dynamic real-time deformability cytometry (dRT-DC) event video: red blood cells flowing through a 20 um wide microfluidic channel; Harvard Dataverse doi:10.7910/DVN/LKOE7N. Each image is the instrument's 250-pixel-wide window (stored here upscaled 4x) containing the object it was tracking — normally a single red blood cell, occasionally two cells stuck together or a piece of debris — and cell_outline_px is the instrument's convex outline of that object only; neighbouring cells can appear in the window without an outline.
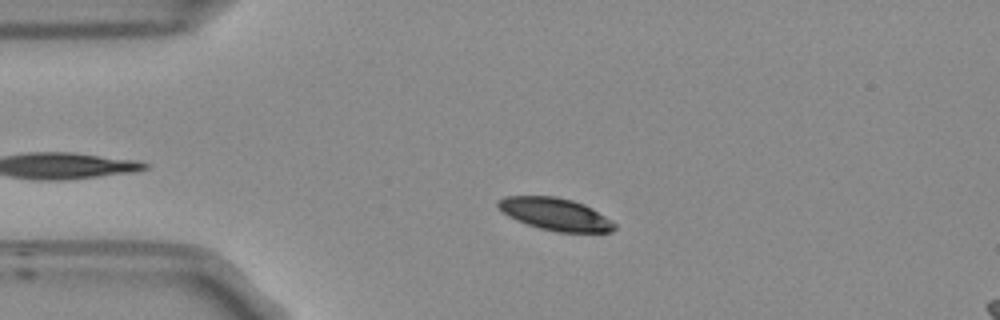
{"species": "Egyptian fruit bat (a non-hibernating species)", "species_latin": "Rousettus aegyptiacus", "temperature_condition": "room temperature", "stored_images_in_passage": 48, "camera_frame_rate_fps": 3000, "um_per_image_px": 0.085, "frame": {"image": 1, "passage_image": 10, "time_ms": 3.0, "image_size_px": [1000, 320], "cell_outline_px": [[616, 228], [612, 232], [556, 232], [540, 228], [516, 220], [508, 216], [496, 204], [504, 196], [556, 196], [572, 200], [584, 204], [592, 208], [616, 224]], "centroid_in_image_um": [47.22, 18.2], "position_along_channel_um": 37.8, "area_um2": 21.79}}
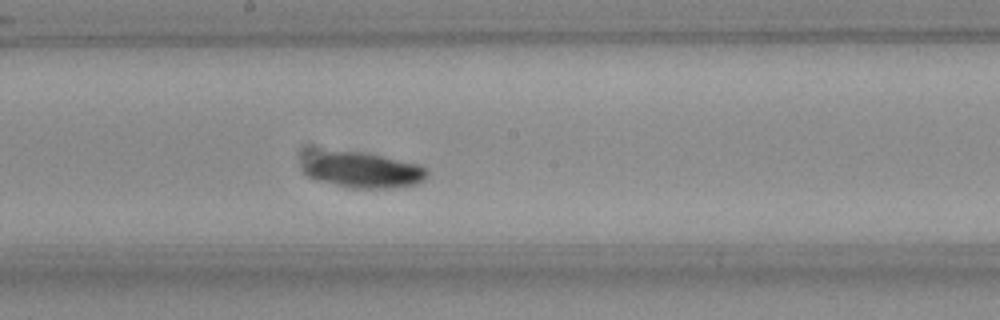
{"frame": {"image": 2, "passage_image": 27, "time_ms": 8.667, "image_size_px": [1000, 320], "cell_outline_px": [[428, 176], [424, 180], [416, 184], [396, 188], [348, 188], [316, 180], [308, 176], [304, 172], [304, 168], [308, 164], [320, 156], [328, 152], [364, 152], [420, 164], [428, 168]], "centroid_in_image_um": [31.03, 14.51], "position_along_channel_um": 217.2, "area_um2": 24.97}}
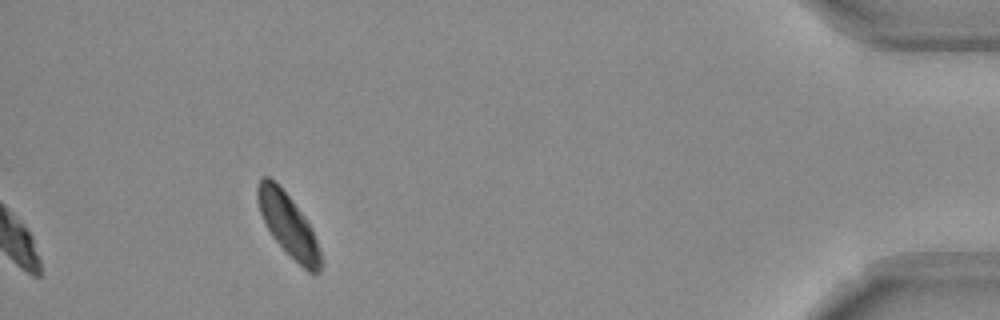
{"frame": {"image": 3, "passage_image": 48, "time_ms": 15.667, "image_size_px": [1000, 320], "cell_outline_px": [[324, 264], [320, 272], [308, 272], [272, 236], [260, 212], [256, 196], [256, 188], [260, 180], [264, 176], [268, 176], [288, 196], [304, 216], [312, 228]], "centroid_in_image_um": [24.52, 19.14], "position_along_channel_um": 410.7, "area_um2": 22.31}, "authors_computed_cell_mechanics": {"area_um2": 23.3801, "velocity_mm_per_s": 3.6836, "shape_relaxation_time_tau1_ms": 2.4697, "shape_relaxation_time_tau2_ms": null, "deformation_change_tau1": 0.0595, "deformation_change_tau2": null}}